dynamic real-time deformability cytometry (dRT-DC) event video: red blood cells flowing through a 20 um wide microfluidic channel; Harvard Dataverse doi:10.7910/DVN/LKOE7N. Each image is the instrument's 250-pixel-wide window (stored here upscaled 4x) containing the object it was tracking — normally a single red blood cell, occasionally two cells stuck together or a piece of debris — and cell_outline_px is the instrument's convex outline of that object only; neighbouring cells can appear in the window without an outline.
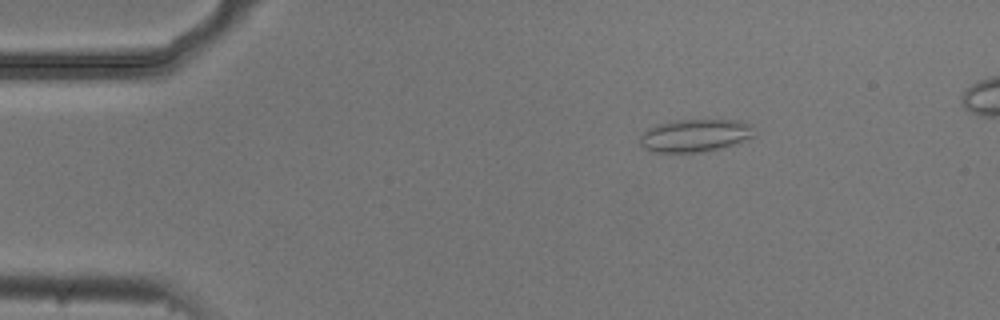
{"species": "common noctule bat (a hibernating species)", "species_latin": "Nyctalus noctula", "temperature_condition": "cold", "stored_images_in_passage": 4, "camera_frame_rate_fps": 3000, "um_per_image_px": 0.085, "animal": {"sex": "male", "body_mass_g": 20.5, "forearm_length_mm": 52.5}, "frame": {"image": 1, "passage_image": 2, "time_ms": 0.333, "image_size_px": [1000, 320], "cell_outline_px": [[752, 136], [736, 144], [720, 148], [696, 152], [656, 152], [644, 148], [640, 144], [640, 136], [648, 128], [656, 124], [676, 120], [740, 120], [752, 124]], "centroid_in_image_um": [59.06, 11.5], "position_along_channel_um": 25.9, "area_um2": 21.62}}